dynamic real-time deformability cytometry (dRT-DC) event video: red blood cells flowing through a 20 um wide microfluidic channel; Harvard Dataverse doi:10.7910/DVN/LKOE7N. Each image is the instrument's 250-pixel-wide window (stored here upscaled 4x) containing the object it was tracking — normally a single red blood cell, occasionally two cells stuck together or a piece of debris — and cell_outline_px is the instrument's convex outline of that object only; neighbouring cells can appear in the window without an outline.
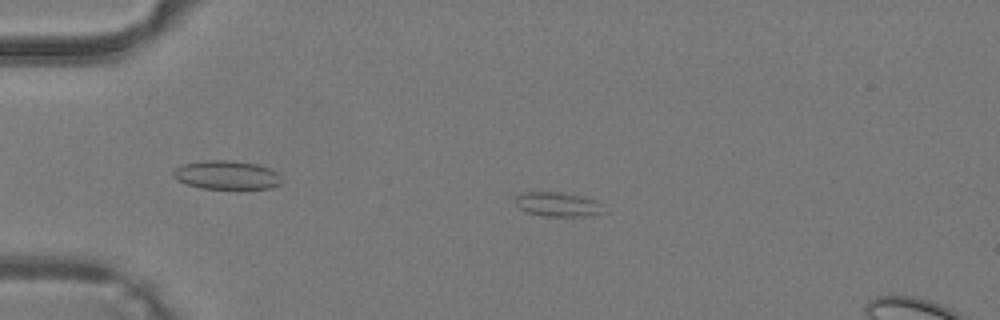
{"species": "common noctule bat (a hibernating species)", "species_latin": "Nyctalus noctula", "temperature_condition": "warm", "stored_images_in_passage": 42, "segment_of_instrument_passage": [1, 2], "camera_frame_rate_fps": 3000, "um_per_image_px": 0.085, "animal": {"sex": "male", "body_mass_g": 19.2, "forearm_length_mm": 51.8}, "frame": {"image": 1, "passage_image": 10, "time_ms": 3.0, "image_size_px": [1000, 320], "cell_outline_px": [[608, 212], [592, 216], [544, 216], [528, 212], [520, 208], [516, 204], [516, 196], [520, 192], [556, 192], [584, 196], [600, 200], [604, 204]], "centroid_in_image_um": [47.56, 17.37], "position_along_channel_um": 37.4, "area_um2": 12.95}}
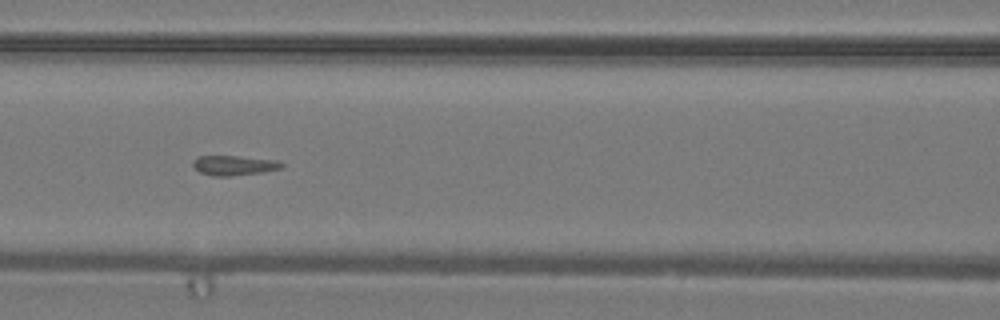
{"frame": {"image": 2, "passage_image": 19, "time_ms": 6.0, "image_size_px": [1000, 320], "cell_outline_px": [[284, 164], [280, 168], [264, 172], [228, 176], [212, 176], [200, 172], [192, 164], [192, 160], [200, 156], [236, 156], [276, 160]], "centroid_in_image_um": [19.87, 14.06], "position_along_channel_um": 146.7, "area_um2": 10.12}}
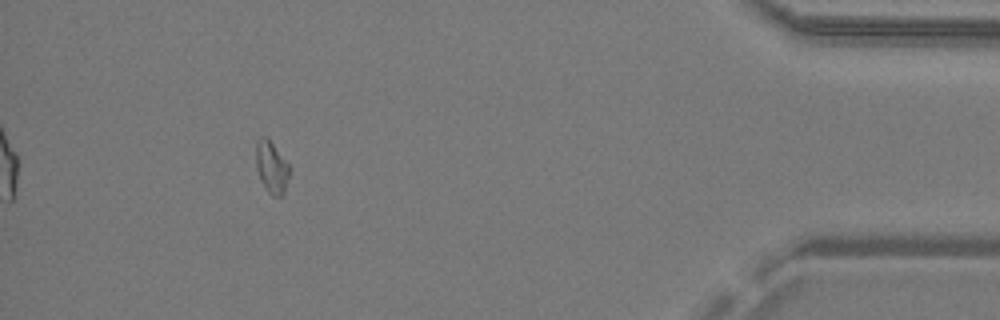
{"frame": {"image": 3, "passage_image": 38, "time_ms": 12.333, "image_size_px": [1000, 320], "cell_outline_px": [[292, 168], [284, 192], [280, 196], [272, 196], [268, 192], [256, 168], [256, 140], [260, 136], [264, 136], [272, 144]], "centroid_in_image_um": [23.1, 14.21], "position_along_channel_um": 412.1, "area_um2": 10.0}}